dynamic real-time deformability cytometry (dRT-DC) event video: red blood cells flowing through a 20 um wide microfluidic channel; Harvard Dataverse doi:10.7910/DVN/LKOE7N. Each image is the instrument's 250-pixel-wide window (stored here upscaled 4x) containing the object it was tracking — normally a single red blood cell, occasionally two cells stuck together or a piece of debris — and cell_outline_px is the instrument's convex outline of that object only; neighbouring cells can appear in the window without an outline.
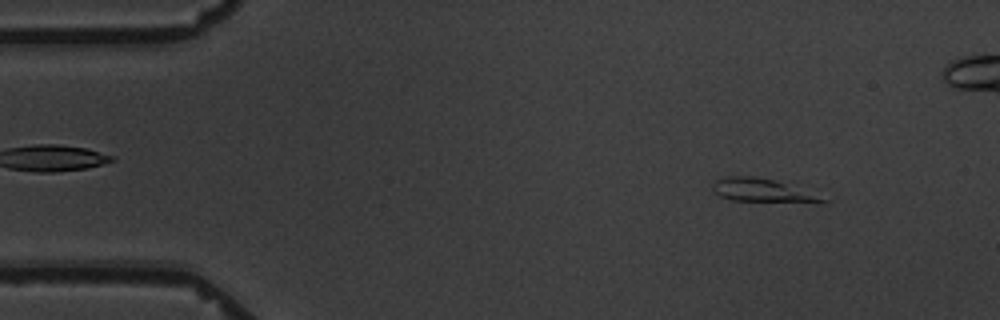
{"species": "common noctule bat (a hibernating species)", "species_latin": "Nyctalus noctula", "temperature_condition": "warm", "stored_images_in_passage": 4, "camera_frame_rate_fps": 3000, "um_per_image_px": 0.085, "animal": {"sex": "male", "body_mass_g": 19.5, "forearm_length_mm": 54.6}, "frame": {"image": 1, "passage_image": 1, "time_ms": 0.0, "image_size_px": [1000, 320], "cell_outline_px": [[828, 200], [728, 200], [720, 196], [712, 188], [712, 184], [716, 180], [728, 176], [752, 176], [776, 180]], "centroid_in_image_um": [64.5, 16.12], "position_along_channel_um": 20.5, "area_um2": 13.58}}